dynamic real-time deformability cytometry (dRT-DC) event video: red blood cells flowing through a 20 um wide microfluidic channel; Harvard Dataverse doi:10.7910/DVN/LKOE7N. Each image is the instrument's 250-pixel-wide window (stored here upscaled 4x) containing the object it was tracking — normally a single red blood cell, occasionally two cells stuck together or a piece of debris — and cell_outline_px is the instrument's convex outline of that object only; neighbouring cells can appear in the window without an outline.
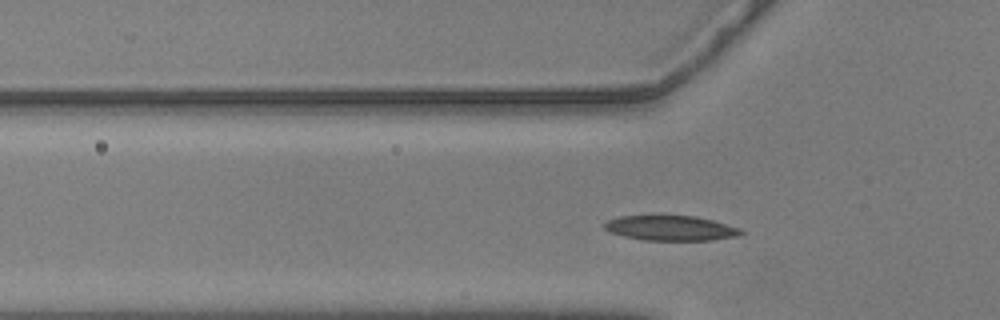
{"species": "common noctule bat (a hibernating species)", "species_latin": "Nyctalus noctula", "temperature_condition": "warm", "stored_images_in_passage": 52, "camera_frame_rate_fps": 3000, "um_per_image_px": 0.085, "animal": {"sex": "male", "body_mass_g": 20.5, "forearm_length_mm": 52.5}, "frame": {"image": 1, "passage_image": 12, "time_ms": 3.667, "image_size_px": [1000, 320], "cell_outline_px": [[748, 232], [740, 236], [712, 240], [644, 240], [624, 236], [612, 232], [604, 228], [604, 224], [608, 220], [620, 216], [696, 216], [712, 220], [740, 228]], "centroid_in_image_um": [57.09, 19.39], "position_along_channel_um": 68.7, "area_um2": 19.83}}
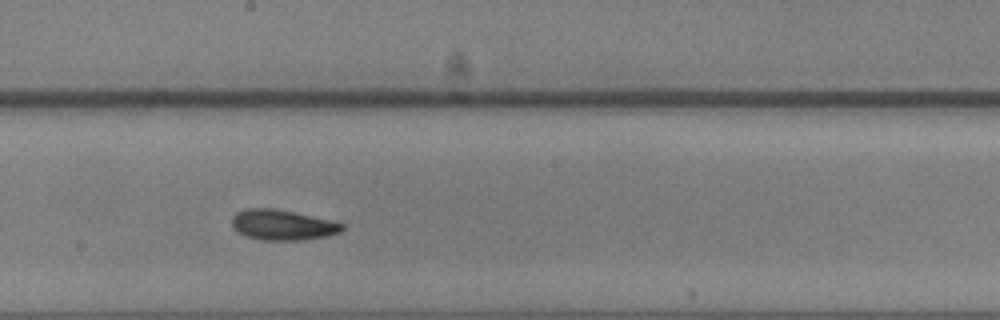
{"frame": {"image": 2, "passage_image": 25, "time_ms": 8.0, "image_size_px": [1000, 320], "cell_outline_px": [[344, 228], [340, 232], [328, 236], [300, 240], [260, 240], [244, 236], [236, 232], [232, 228], [232, 216], [236, 212], [244, 208], [276, 208], [328, 220], [344, 224]], "centroid_in_image_um": [23.94, 19.12], "position_along_channel_um": 224.3, "area_um2": 19.65}}
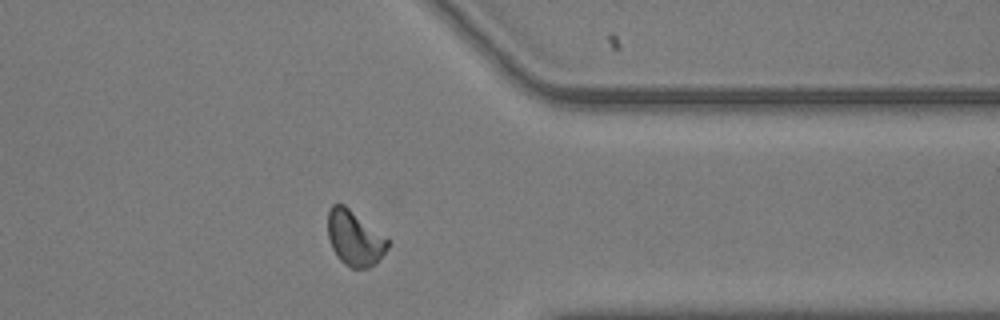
{"frame": {"image": 3, "passage_image": 39, "time_ms": 12.667, "image_size_px": [1000, 320], "cell_outline_px": [[388, 248], [376, 264], [368, 268], [352, 268], [344, 264], [336, 256], [332, 248], [328, 236], [328, 212], [332, 204], [344, 204], [388, 240]], "centroid_in_image_um": [30.11, 20.27], "position_along_channel_um": 381.3, "area_um2": 18.96}, "authors_computed_cell_mechanics": {"area_um2": 18.8717, "velocity_mm_per_s": 3.5622, "shape_relaxation_time_tau1_ms": 2.7732, "shape_relaxation_time_tau2_ms": 1.8312, "deformation_change_tau1": 0.1223, "deformation_change_tau2": 0.0536}}